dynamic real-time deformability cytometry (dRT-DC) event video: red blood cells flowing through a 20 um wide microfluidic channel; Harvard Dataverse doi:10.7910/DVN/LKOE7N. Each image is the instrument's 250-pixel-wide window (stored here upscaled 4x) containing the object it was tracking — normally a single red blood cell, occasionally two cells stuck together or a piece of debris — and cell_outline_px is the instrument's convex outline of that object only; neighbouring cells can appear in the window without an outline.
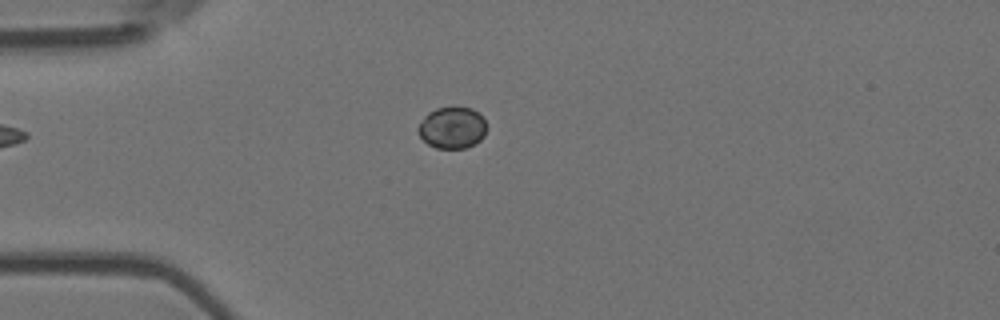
{"species": "Egyptian fruit bat (a non-hibernating species)", "species_latin": "Rousettus aegyptiacus", "temperature_condition": "room temperature", "stored_images_in_passage": 6, "camera_frame_rate_fps": 3000, "um_per_image_px": 0.085, "animal": {"sex": "female"}, "frame": {"image": 1, "passage_image": 3, "time_ms": 0.667, "image_size_px": [1000, 320], "cell_outline_px": [[488, 128], [484, 136], [480, 140], [464, 148], [436, 148], [428, 144], [420, 136], [416, 128], [424, 116], [428, 112], [436, 108], [472, 108], [484, 120]], "centroid_in_image_um": [38.42, 10.86], "position_along_channel_um": 46.6, "area_um2": 16.47}}
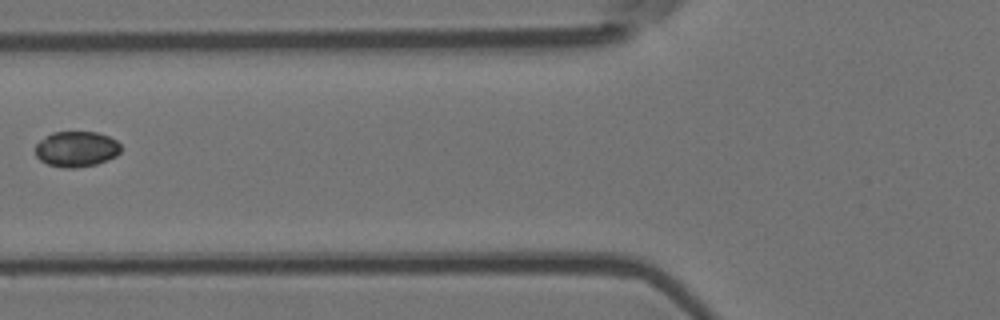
{"frame": {"image": 2, "passage_image": 5, "time_ms": 1.333, "image_size_px": [1000, 320], "cell_outline_px": [[120, 152], [116, 156], [108, 160], [96, 164], [76, 168], [64, 168], [48, 164], [40, 160], [36, 156], [36, 144], [40, 140], [52, 132], [96, 132], [108, 136], [116, 140], [120, 144]], "centroid_in_image_um": [6.5, 12.67], "position_along_channel_um": 119.3, "area_um2": 17.74}}
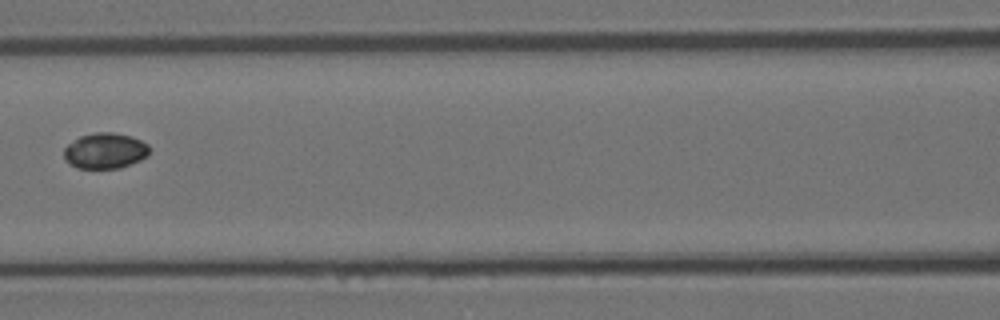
{"frame": {"image": 3, "passage_image": 6, "time_ms": 1.667, "image_size_px": [1000, 320], "cell_outline_px": [[152, 148], [148, 156], [140, 160], [120, 168], [76, 168], [68, 164], [64, 160], [64, 148], [68, 144], [80, 136], [96, 132], [112, 132], [132, 136], [148, 144]], "centroid_in_image_um": [8.95, 12.82], "position_along_channel_um": 157.7, "area_um2": 18.03}}